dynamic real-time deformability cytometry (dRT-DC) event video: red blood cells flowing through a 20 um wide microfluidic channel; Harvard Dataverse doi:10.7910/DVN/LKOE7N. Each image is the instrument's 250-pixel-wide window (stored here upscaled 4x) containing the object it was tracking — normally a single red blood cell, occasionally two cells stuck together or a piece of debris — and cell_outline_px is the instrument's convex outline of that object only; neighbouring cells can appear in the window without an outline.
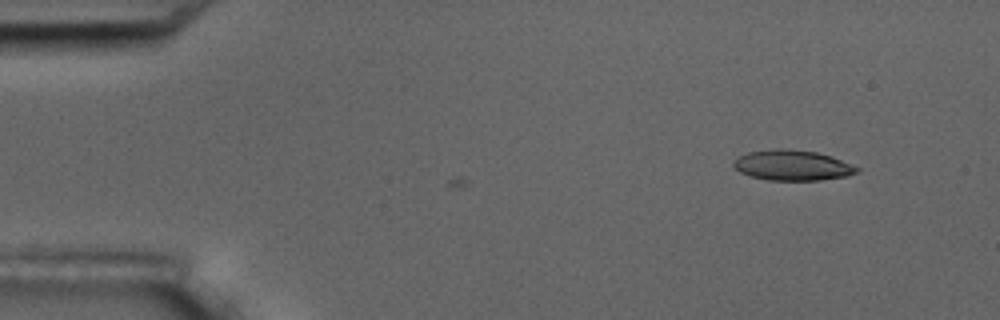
{"species": "common noctule bat (a hibernating species)", "species_latin": "Nyctalus noctula", "temperature_condition": "room temperature", "stored_images_in_passage": 4, "camera_frame_rate_fps": 3000, "um_per_image_px": 0.085, "animal": {"sex": "male", "body_mass_g": 17.5, "forearm_length_mm": 52.3}, "frame": {"image": 1, "passage_image": 4, "time_ms": 3.333, "image_size_px": [1000, 320], "cell_outline_px": [[860, 172], [848, 176], [820, 180], [768, 180], [748, 176], [740, 172], [732, 164], [740, 156], [748, 152], [772, 148], [780, 148], [816, 152], [832, 156], [852, 164], [860, 168]], "centroid_in_image_um": [67.39, 14.05], "position_along_channel_um": 17.6, "area_um2": 21.96}}